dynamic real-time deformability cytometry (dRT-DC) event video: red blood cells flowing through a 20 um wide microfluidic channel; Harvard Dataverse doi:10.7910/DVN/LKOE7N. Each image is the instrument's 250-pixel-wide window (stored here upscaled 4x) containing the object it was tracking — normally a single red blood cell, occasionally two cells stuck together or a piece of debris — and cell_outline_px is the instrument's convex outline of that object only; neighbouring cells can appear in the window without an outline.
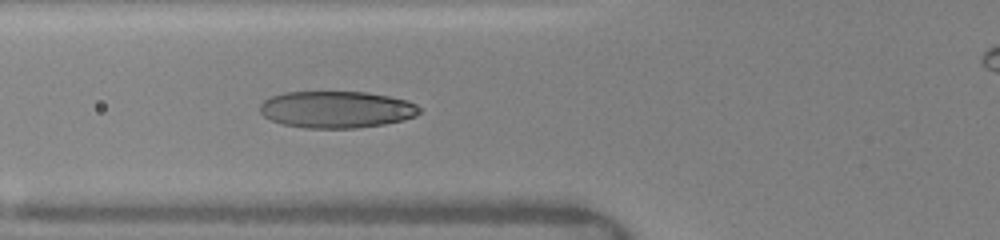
{"species": "human", "species_latin": "Homo sapiens", "temperature_condition": "warm", "stored_images_in_passage": 8, "camera_frame_rate_fps": 3000, "um_per_image_px": 0.085, "donor": {"sex": "female"}, "frame": {"image": 1, "passage_image": 6, "time_ms": 5.333, "image_size_px": [1000, 240], "cell_outline_px": [[420, 112], [416, 116], [404, 120], [384, 124], [356, 128], [304, 128], [284, 124], [272, 120], [264, 116], [260, 112], [260, 104], [264, 100], [272, 96], [284, 92], [368, 92], [408, 100], [416, 104], [420, 108]], "centroid_in_image_um": [28.62, 9.3], "position_along_channel_um": 97.2, "area_um2": 34.33}}
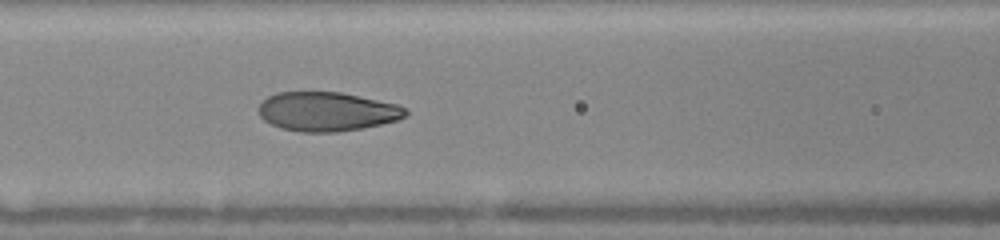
{"frame": {"image": 2, "passage_image": 8, "time_ms": 6.333, "image_size_px": [1000, 240], "cell_outline_px": [[408, 112], [404, 116], [396, 120], [380, 124], [360, 128], [336, 132], [300, 132], [280, 128], [264, 120], [260, 116], [260, 104], [268, 96], [276, 92], [340, 92], [360, 96], [396, 104], [404, 108]], "centroid_in_image_um": [27.76, 9.48], "position_along_channel_um": 138.8, "area_um2": 33.18}}